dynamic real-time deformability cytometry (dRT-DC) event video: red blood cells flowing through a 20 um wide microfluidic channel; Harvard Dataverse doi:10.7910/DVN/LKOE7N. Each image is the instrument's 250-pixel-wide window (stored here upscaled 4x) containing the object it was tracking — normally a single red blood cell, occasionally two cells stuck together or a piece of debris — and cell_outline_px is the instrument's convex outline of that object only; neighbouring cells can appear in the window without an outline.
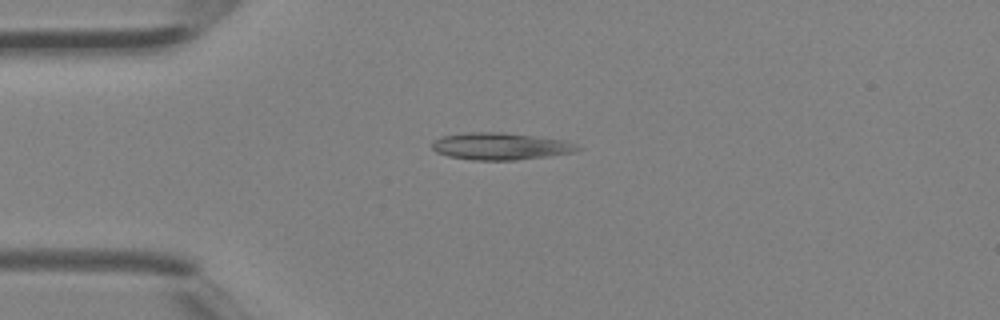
{"species": "Egyptian fruit bat (a non-hibernating species)", "species_latin": "Rousettus aegyptiacus", "temperature_condition": "room temperature", "stored_images_in_passage": 4, "camera_frame_rate_fps": 3000, "um_per_image_px": 0.085, "animal": {"sex": "female"}, "frame": {"image": 1, "passage_image": 3, "time_ms": 0.667, "image_size_px": [1000, 320], "cell_outline_px": [[584, 148], [572, 152], [548, 156], [516, 160], [472, 160], [448, 156], [436, 152], [432, 148], [432, 140], [440, 136], [464, 132], [504, 132], [564, 140]], "centroid_in_image_um": [42.48, 12.42], "position_along_channel_um": 42.5, "area_um2": 23.06}}
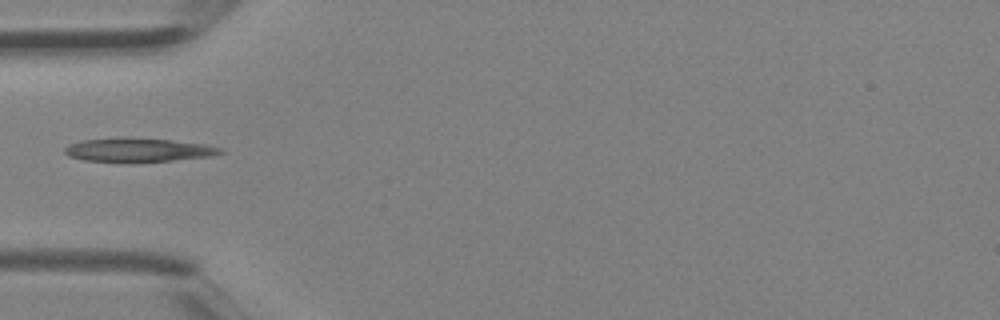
{"frame": {"image": 2, "passage_image": 4, "time_ms": 1.0, "image_size_px": [1000, 320], "cell_outline_px": [[224, 152], [212, 156], [172, 160], [84, 160], [68, 156], [64, 152], [64, 148], [68, 144], [80, 140], [120, 136], [172, 140], [208, 144], [224, 148]], "centroid_in_image_um": [11.77, 12.69], "position_along_channel_um": 73.2, "area_um2": 21.39}}